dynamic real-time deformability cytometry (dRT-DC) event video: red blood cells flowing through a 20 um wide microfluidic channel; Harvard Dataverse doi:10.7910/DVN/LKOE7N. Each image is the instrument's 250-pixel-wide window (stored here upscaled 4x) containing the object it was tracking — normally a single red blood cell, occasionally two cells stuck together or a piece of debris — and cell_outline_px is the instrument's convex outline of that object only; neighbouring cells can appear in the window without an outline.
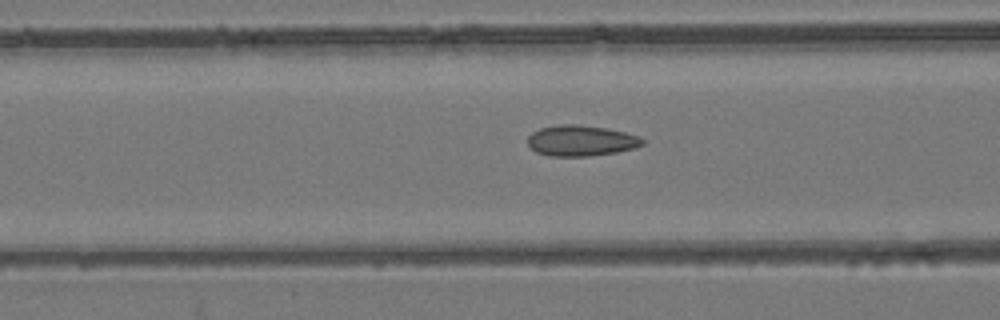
{"species": "common noctule bat (a hibernating species)", "species_latin": "Nyctalus noctula", "temperature_condition": "room temperature", "stored_images_in_passage": 38, "camera_frame_rate_fps": 3000, "um_per_image_px": 0.085, "animal": {"sex": "female", "body_mass_g": 24.6, "forearm_length_mm": 56.2}, "frame": {"image": 1, "passage_image": 5, "time_ms": 1.333, "image_size_px": [1000, 320], "cell_outline_px": [[644, 144], [636, 148], [616, 152], [588, 156], [552, 156], [536, 152], [528, 144], [528, 136], [532, 132], [540, 128], [560, 124], [576, 124], [604, 128], [624, 132], [640, 136], [644, 140]], "centroid_in_image_um": [49.4, 11.95], "position_along_channel_um": 117.2, "area_um2": 20.52}}
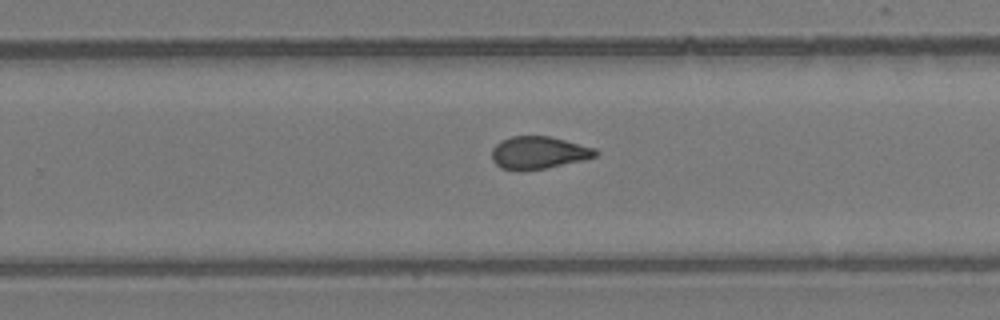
{"frame": {"image": 2, "passage_image": 18, "time_ms": 5.667, "image_size_px": [1000, 320], "cell_outline_px": [[600, 152], [596, 156], [584, 160], [544, 168], [500, 168], [492, 160], [492, 148], [500, 140], [512, 136], [548, 136], [596, 148]], "centroid_in_image_um": [45.8, 12.94], "position_along_channel_um": 284.0, "area_um2": 19.19}}
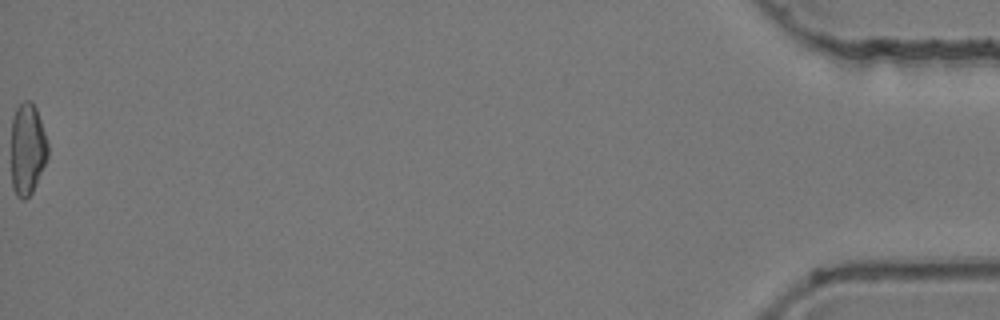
{"frame": {"image": 3, "passage_image": 38, "time_ms": 12.333, "image_size_px": [1000, 320], "cell_outline_px": [[48, 156], [36, 184], [32, 192], [24, 200], [20, 200], [16, 196], [12, 184], [12, 116], [16, 108], [24, 100], [32, 100], [36, 108], [48, 144]], "centroid_in_image_um": [2.32, 12.66], "position_along_channel_um": 432.9, "area_um2": 19.54}, "authors_computed_cell_mechanics": {"area_um2": 19.7965, "velocity_mm_per_s": 3.8554, "shape_relaxation_time_tau1_ms": null, "shape_relaxation_time_tau2_ms": 1.3235, "deformation_change_tau1": null, "deformation_change_tau2": 0.0771}}